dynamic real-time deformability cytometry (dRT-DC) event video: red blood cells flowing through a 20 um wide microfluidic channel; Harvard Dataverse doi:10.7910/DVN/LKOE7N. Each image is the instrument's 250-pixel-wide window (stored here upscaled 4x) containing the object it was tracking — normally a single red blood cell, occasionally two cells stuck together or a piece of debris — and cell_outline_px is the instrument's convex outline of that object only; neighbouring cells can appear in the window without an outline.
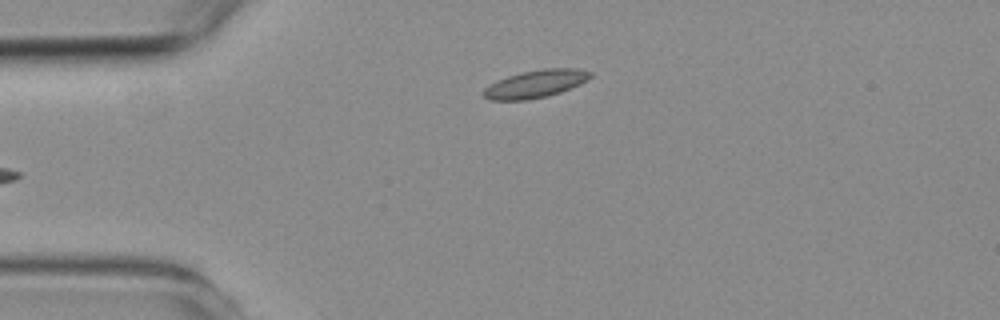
{"species": "common noctule bat (a hibernating species)", "species_latin": "Nyctalus noctula", "temperature_condition": "room temperature", "stored_images_in_passage": 3, "camera_frame_rate_fps": 3000, "um_per_image_px": 0.085, "animal": {"sex": "female", "body_mass_g": 19.3, "forearm_length_mm": 54.1}, "frame": {"image": 1, "passage_image": 3, "time_ms": 2.333, "image_size_px": [1000, 320], "cell_outline_px": [[592, 76], [588, 80], [580, 84], [560, 92], [544, 96], [524, 100], [488, 100], [484, 96], [484, 88], [488, 84], [496, 80], [520, 72], [544, 68], [576, 68], [592, 72]], "centroid_in_image_um": [45.51, 7.11], "position_along_channel_um": 39.5, "area_um2": 17.22}}